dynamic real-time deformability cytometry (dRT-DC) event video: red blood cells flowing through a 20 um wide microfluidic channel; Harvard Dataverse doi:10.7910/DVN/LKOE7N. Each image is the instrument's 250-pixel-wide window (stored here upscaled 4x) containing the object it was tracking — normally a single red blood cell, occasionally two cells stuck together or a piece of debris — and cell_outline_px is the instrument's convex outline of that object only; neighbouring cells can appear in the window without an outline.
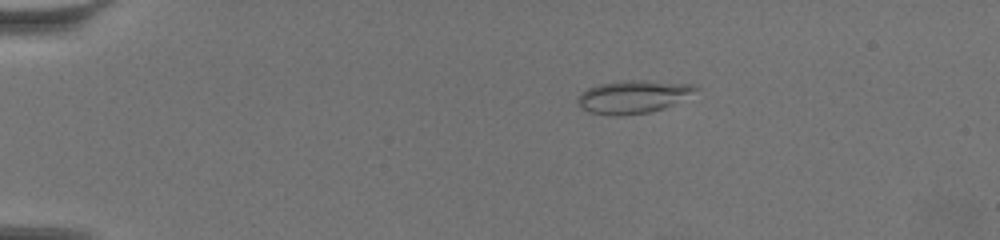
{"species": "common noctule bat (a hibernating species)", "species_latin": "Nyctalus noctula", "temperature_condition": "warm", "stored_images_in_passage": 51, "camera_frame_rate_fps": 3000, "um_per_image_px": 0.085, "animal": {"sex": "female", "body_mass_g": 19.5, "forearm_length_mm": 54.1}, "frame": {"image": 1, "passage_image": 2, "time_ms": 0.333, "image_size_px": [1000, 240], "cell_outline_px": [[700, 88], [672, 104], [664, 108], [648, 112], [620, 116], [588, 112], [580, 108], [576, 104], [580, 92], [588, 88], [600, 84], [624, 80], [644, 80], [692, 84]], "centroid_in_image_um": [53.74, 8.22], "position_along_channel_um": 31.3, "area_um2": 22.43}}
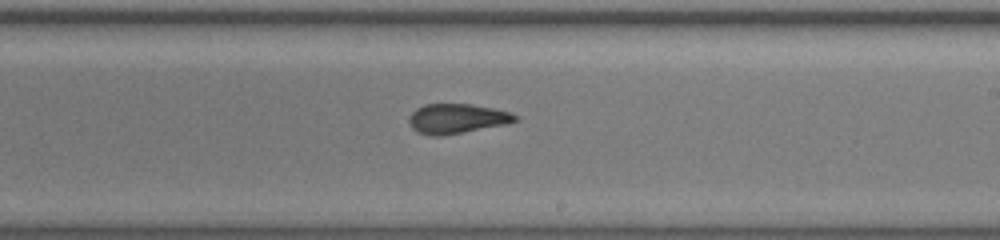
{"frame": {"image": 2, "passage_image": 28, "time_ms": 9.0, "image_size_px": [1000, 240], "cell_outline_px": [[520, 120], [508, 124], [464, 132], [440, 136], [428, 136], [416, 132], [412, 128], [408, 120], [408, 116], [416, 108], [424, 104], [472, 104], [496, 108], [512, 112], [520, 116]], "centroid_in_image_um": [38.87, 10.08], "position_along_channel_um": 250.1, "area_um2": 18.9}}
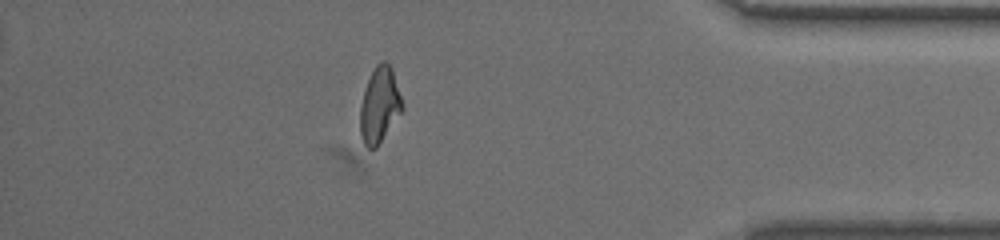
{"frame": {"image": 3, "passage_image": 44, "time_ms": 14.333, "image_size_px": [1000, 240], "cell_outline_px": [[404, 108], [376, 148], [368, 148], [364, 144], [360, 136], [360, 108], [364, 92], [368, 80], [376, 64], [380, 60], [384, 60], [392, 68], [404, 104]], "centroid_in_image_um": [32.27, 8.92], "position_along_channel_um": 402.9, "area_um2": 18.5}, "authors_computed_cell_mechanics": {"area_um2": 18.9006, "velocity_mm_per_s": 3.4372, "shape_relaxation_time_tau1_ms": null, "shape_relaxation_time_tau2_ms": 1.8762, "deformation_change_tau1": null, "deformation_change_tau2": 0.0907}}